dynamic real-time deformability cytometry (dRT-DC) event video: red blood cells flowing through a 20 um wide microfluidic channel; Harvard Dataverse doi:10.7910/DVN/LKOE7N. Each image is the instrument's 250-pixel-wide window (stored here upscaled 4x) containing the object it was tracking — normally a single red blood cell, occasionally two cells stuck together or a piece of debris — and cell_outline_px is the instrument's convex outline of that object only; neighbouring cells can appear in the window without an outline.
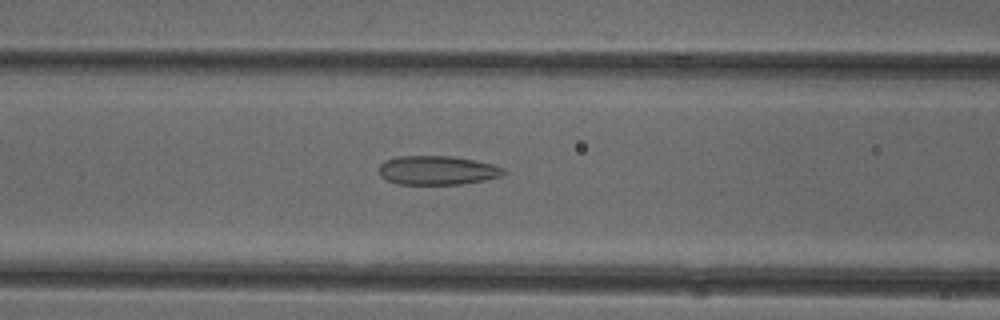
{"species": "common noctule bat (a hibernating species)", "species_latin": "Nyctalus noctula", "temperature_condition": "cold", "stored_images_in_passage": 38, "camera_frame_rate_fps": 3000, "um_per_image_px": 0.085, "animal": {"sex": "female"}, "frame": {"image": 1, "passage_image": 10, "time_ms": 3.0, "image_size_px": [1000, 320], "cell_outline_px": [[508, 172], [500, 176], [484, 180], [460, 184], [396, 184], [380, 176], [380, 164], [384, 160], [396, 156], [452, 156], [492, 164], [504, 168]], "centroid_in_image_um": [37.16, 14.47], "position_along_channel_um": 129.4, "area_um2": 21.04}}
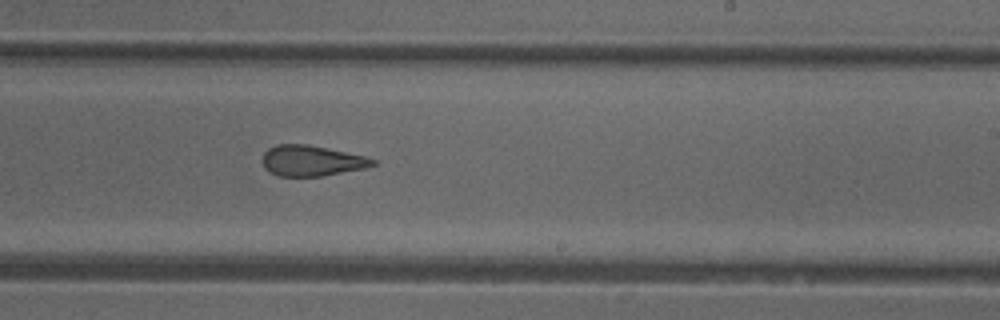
{"frame": {"image": 2, "passage_image": 20, "time_ms": 6.333, "image_size_px": [1000, 320], "cell_outline_px": [[376, 164], [364, 168], [320, 176], [280, 176], [264, 168], [264, 152], [268, 148], [276, 144], [308, 144], [364, 156], [376, 160]], "centroid_in_image_um": [26.48, 13.65], "position_along_channel_um": 262.5, "area_um2": 19.36}}
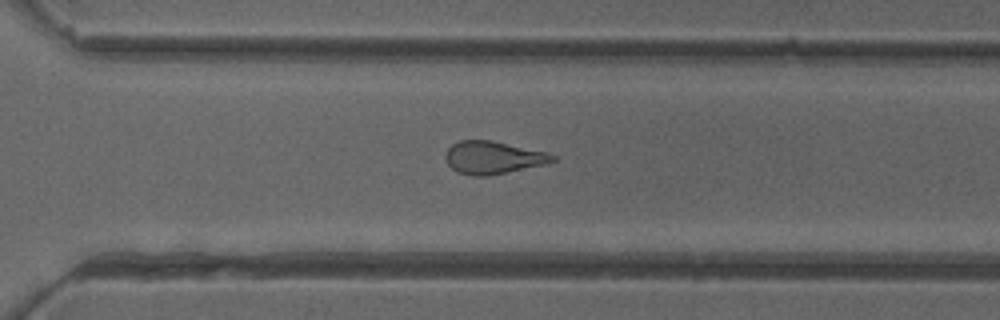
{"frame": {"image": 3, "passage_image": 25, "time_ms": 8.0, "image_size_px": [1000, 320], "cell_outline_px": [[556, 160], [548, 164], [488, 176], [472, 176], [456, 172], [448, 164], [444, 156], [448, 148], [452, 144], [460, 140], [492, 140], [548, 152], [556, 156]], "centroid_in_image_um": [41.93, 13.39], "position_along_channel_um": 328.7, "area_um2": 20.69}, "authors_computed_cell_mechanics": {"area_um2": 20.3456, "velocity_mm_per_s": 3.9942, "shape_relaxation_time_tau1_ms": null, "shape_relaxation_time_tau2_ms": 2.5237, "deformation_change_tau1": null, "deformation_change_tau2": 0.1209}}